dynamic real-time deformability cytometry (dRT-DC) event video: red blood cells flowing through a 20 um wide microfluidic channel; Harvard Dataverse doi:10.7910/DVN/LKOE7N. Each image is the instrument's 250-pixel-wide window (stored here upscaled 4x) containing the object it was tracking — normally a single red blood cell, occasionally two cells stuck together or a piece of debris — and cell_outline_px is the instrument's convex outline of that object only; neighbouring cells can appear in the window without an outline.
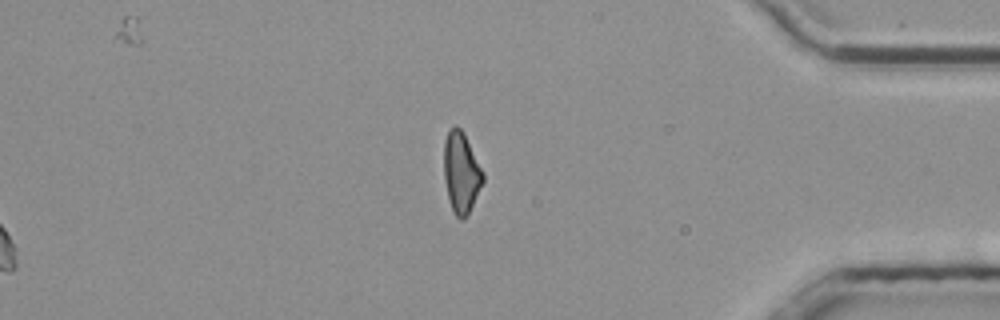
{"species": "common noctule bat (a hibernating species)", "species_latin": "Nyctalus noctula", "temperature_condition": "room temperature", "stored_images_in_passage": 52, "segment_of_instrument_passage": [2, 2], "camera_frame_rate_fps": 3000, "um_per_image_px": 0.085, "animal": {"sex": "male", "body_mass_g": 20.4}, "frame": {"image": 1, "passage_image": 52, "time_ms": 17.0, "image_size_px": [1000, 320], "cell_outline_px": [[484, 180], [464, 220], [460, 220], [456, 216], [452, 208], [448, 196], [444, 180], [444, 140], [452, 124], [456, 124], [460, 128], [484, 172]], "centroid_in_image_um": [39.18, 14.64], "position_along_channel_um": 396.0, "area_um2": 18.09}}